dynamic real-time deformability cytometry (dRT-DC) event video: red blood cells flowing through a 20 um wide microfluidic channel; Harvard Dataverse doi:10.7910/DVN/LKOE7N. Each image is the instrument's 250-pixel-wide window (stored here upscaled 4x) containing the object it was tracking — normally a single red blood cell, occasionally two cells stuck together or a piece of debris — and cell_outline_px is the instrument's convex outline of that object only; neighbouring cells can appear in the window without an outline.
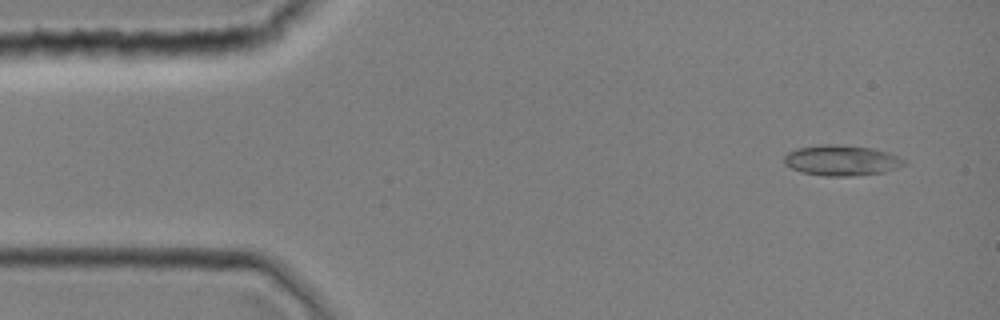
{"species": "common noctule bat (a hibernating species)", "species_latin": "Nyctalus noctula", "temperature_condition": "room temperature", "stored_images_in_passage": 1, "camera_frame_rate_fps": 3000, "um_per_image_px": 0.085, "animal": {"sex": "female", "body_mass_g": 19.0, "forearm_length_mm": 51.5}, "frame": {"image": 1, "passage_image": 1, "time_ms": 0.0, "image_size_px": [1000, 320], "cell_outline_px": [[908, 164], [884, 172], [852, 176], [824, 176], [800, 172], [784, 164], [784, 156], [788, 152], [796, 148], [820, 144], [836, 144], [872, 148], [888, 152], [908, 160]], "centroid_in_image_um": [71.54, 13.63], "position_along_channel_um": 13.5, "area_um2": 21.62}}